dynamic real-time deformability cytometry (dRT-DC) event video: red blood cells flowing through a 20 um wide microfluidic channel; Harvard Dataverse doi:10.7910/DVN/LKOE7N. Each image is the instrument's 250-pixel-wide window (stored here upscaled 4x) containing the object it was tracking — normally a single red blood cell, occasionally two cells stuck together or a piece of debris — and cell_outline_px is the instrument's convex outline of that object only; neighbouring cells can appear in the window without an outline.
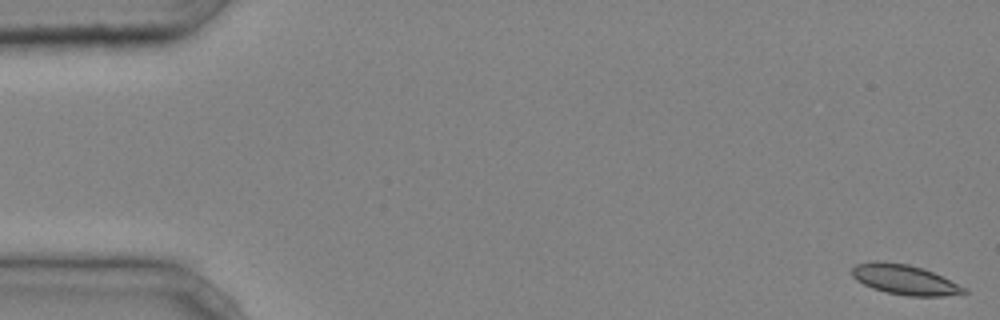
{"species": "common noctule bat (a hibernating species)", "species_latin": "Nyctalus noctula", "temperature_condition": "cold", "stored_images_in_passage": 44, "camera_frame_rate_fps": 3000, "um_per_image_px": 0.085, "animal": {"sex": "male", "body_mass_g": 20.4}, "frame": {"image": 1, "passage_image": 1, "time_ms": 0.0, "image_size_px": [1000, 320], "cell_outline_px": [[968, 292], [944, 296], [908, 296], [888, 292], [872, 288], [856, 280], [852, 276], [852, 268], [856, 264], [880, 260], [908, 264], [924, 268], [964, 288]], "centroid_in_image_um": [76.84, 23.75], "position_along_channel_um": 8.2, "area_um2": 19.25}}
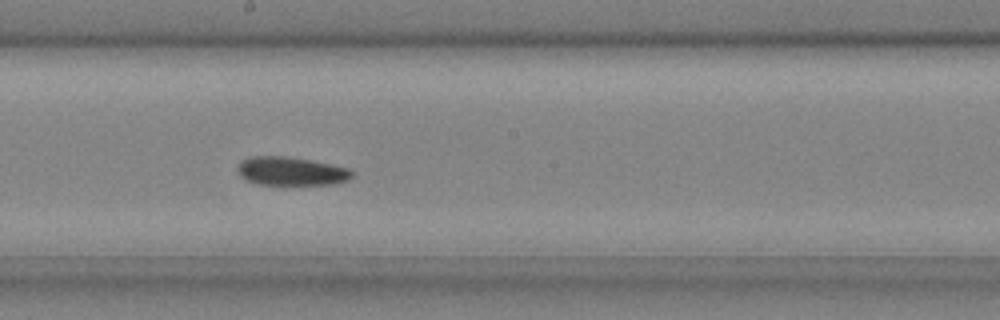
{"frame": {"image": 2, "passage_image": 26, "time_ms": 8.333, "image_size_px": [1000, 320], "cell_outline_px": [[352, 176], [348, 180], [336, 184], [256, 184], [240, 176], [236, 168], [240, 160], [252, 156], [288, 156], [312, 160], [352, 168]], "centroid_in_image_um": [24.75, 14.53], "position_along_channel_um": 223.4, "area_um2": 19.25}}
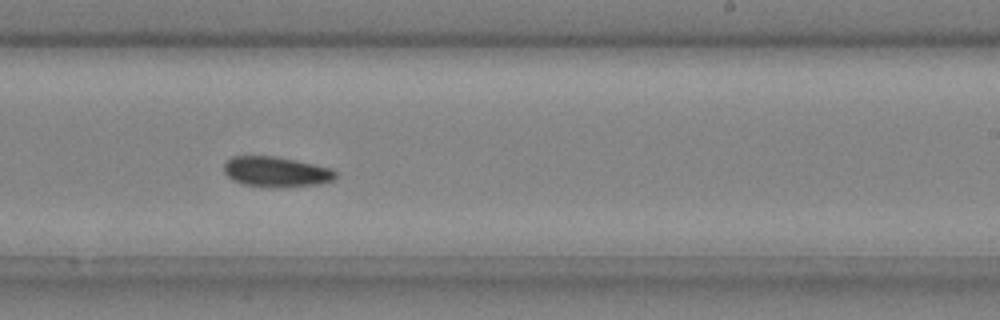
{"frame": {"image": 3, "passage_image": 29, "time_ms": 9.333, "image_size_px": [1000, 320], "cell_outline_px": [[336, 176], [332, 180], [320, 184], [276, 188], [272, 188], [244, 184], [232, 180], [224, 172], [224, 164], [232, 156], [276, 156], [332, 168], [336, 172]], "centroid_in_image_um": [23.47, 14.61], "position_along_channel_um": 265.5, "area_um2": 19.77}, "authors_computed_cell_mechanics": {"area_um2": 19.3052, "velocity_mm_per_s": 4.2182, "shape_relaxation_time_tau1_ms": 9.2676, "shape_relaxation_time_tau2_ms": null, "deformation_change_tau1": 0.1137, "deformation_change_tau2": null}}